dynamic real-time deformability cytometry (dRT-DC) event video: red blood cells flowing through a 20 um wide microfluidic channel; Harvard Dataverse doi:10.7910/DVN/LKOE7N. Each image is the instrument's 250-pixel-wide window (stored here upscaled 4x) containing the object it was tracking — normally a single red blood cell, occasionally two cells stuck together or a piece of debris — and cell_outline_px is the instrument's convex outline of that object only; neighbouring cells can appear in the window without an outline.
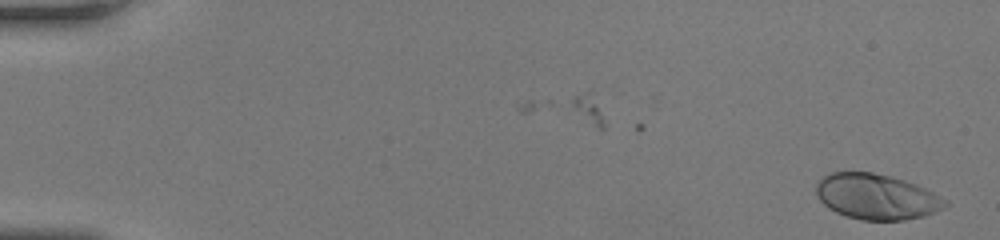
{"species": "human", "species_latin": "Homo sapiens", "temperature_condition": "room temperature", "stored_images_in_passage": 50, "camera_frame_rate_fps": 3000, "um_per_image_px": 0.085, "donor": {"sex": "female"}, "frame": {"image": 1, "passage_image": 1, "time_ms": 0.0, "image_size_px": [1000, 240], "cell_outline_px": [[948, 204], [944, 208], [924, 216], [904, 220], [860, 220], [836, 212], [828, 208], [816, 196], [816, 180], [828, 172], [872, 172], [892, 176], [916, 184], [948, 200]], "centroid_in_image_um": [74.47, 16.71], "position_along_channel_um": 10.5, "area_um2": 34.45}}
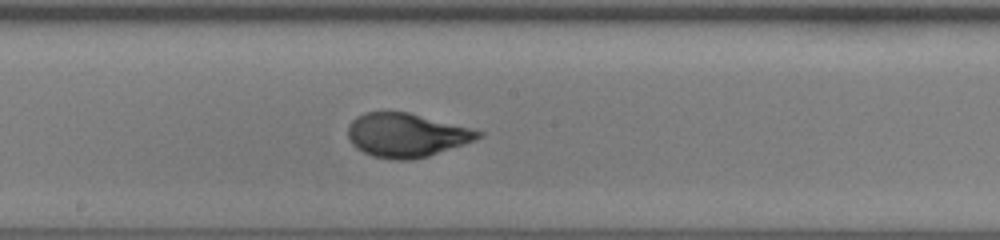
{"frame": {"image": 2, "passage_image": 28, "time_ms": 9.0, "image_size_px": [1000, 240], "cell_outline_px": [[484, 136], [428, 156], [408, 160], [396, 160], [372, 156], [356, 148], [348, 140], [348, 124], [356, 116], [364, 112], [408, 112], [484, 132]], "centroid_in_image_um": [34.48, 11.48], "position_along_channel_um": 213.7, "area_um2": 32.95}}
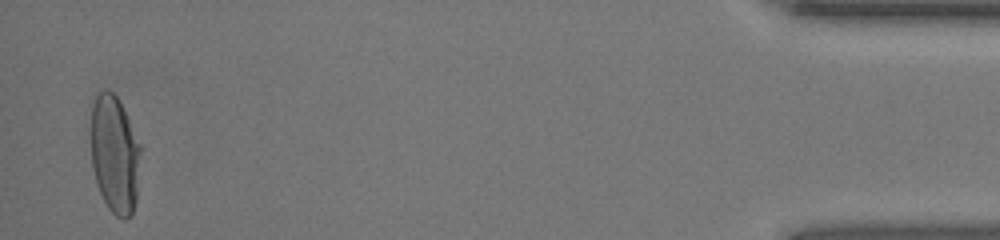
{"frame": {"image": 3, "passage_image": 49, "time_ms": 16.0, "image_size_px": [1000, 240], "cell_outline_px": [[140, 152], [136, 200], [132, 216], [124, 220], [116, 216], [108, 208], [96, 184], [92, 164], [88, 132], [88, 128], [92, 104], [96, 92], [108, 88], [116, 96], [140, 144]], "centroid_in_image_um": [9.69, 13.09], "position_along_channel_um": 425.5, "area_um2": 34.74}, "authors_computed_cell_mechanics": {"area_um2": 33.235, "velocity_mm_per_s": 4.1719, "shape_relaxation_time_tau1_ms": 3.6692, "shape_relaxation_time_tau2_ms": null, "deformation_change_tau1": 0.2148, "deformation_change_tau2": null}}